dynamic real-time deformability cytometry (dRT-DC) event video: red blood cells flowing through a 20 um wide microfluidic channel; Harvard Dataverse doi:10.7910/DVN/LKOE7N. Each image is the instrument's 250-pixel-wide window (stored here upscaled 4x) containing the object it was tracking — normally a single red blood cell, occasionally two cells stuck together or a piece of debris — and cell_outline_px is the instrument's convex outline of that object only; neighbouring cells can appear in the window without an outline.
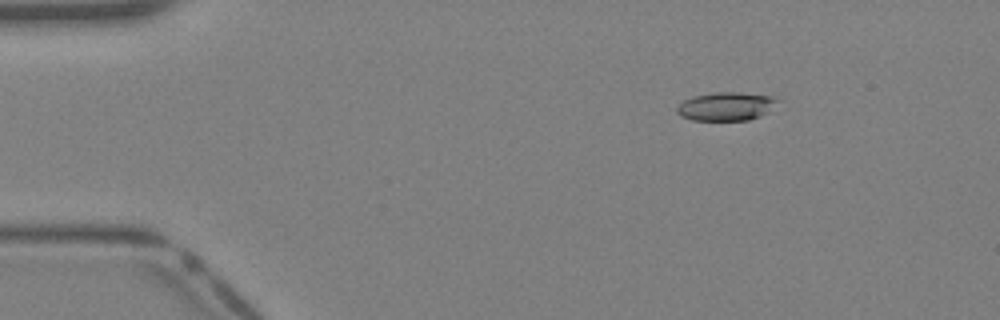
{"species": "Egyptian fruit bat (a non-hibernating species)", "species_latin": "Rousettus aegyptiacus", "temperature_condition": "warm", "stored_images_in_passage": 40, "camera_frame_rate_fps": 3000, "um_per_image_px": 0.085, "animal": {"sex": "female"}, "frame": {"image": 1, "passage_image": 6, "time_ms": 1.667, "image_size_px": [1000, 320], "cell_outline_px": [[780, 100], [768, 112], [760, 116], [748, 120], [692, 120], [680, 116], [676, 112], [676, 108], [684, 100], [692, 96], [716, 92], [740, 92], [772, 96]], "centroid_in_image_um": [61.71, 9.04], "position_along_channel_um": 23.3, "area_um2": 16.76}}
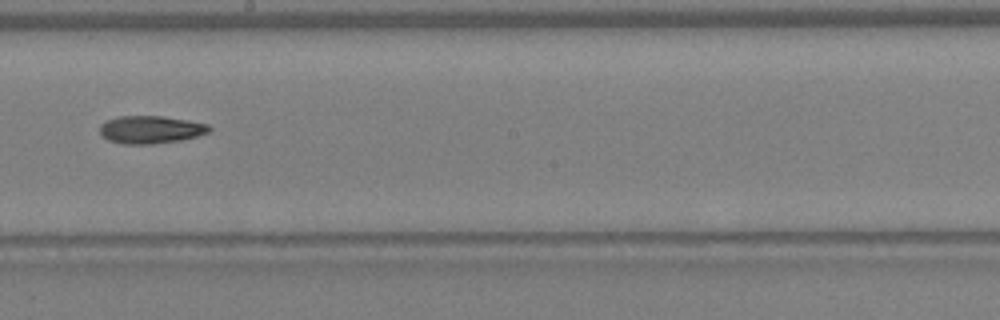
{"frame": {"image": 2, "passage_image": 23, "time_ms": 7.333, "image_size_px": [1000, 320], "cell_outline_px": [[212, 128], [208, 132], [196, 136], [180, 140], [152, 144], [124, 144], [108, 140], [100, 132], [100, 124], [104, 120], [120, 116], [160, 116], [188, 120], [208, 124]], "centroid_in_image_um": [12.78, 11.01], "position_along_channel_um": 235.4, "area_um2": 17.63}}
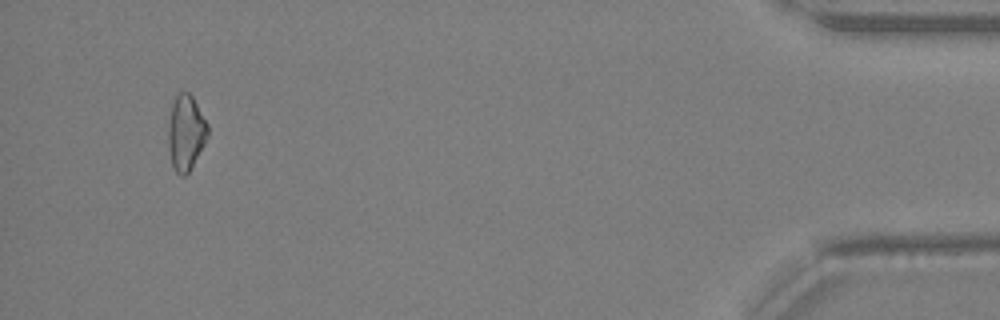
{"frame": {"image": 3, "passage_image": 38, "time_ms": 12.333, "image_size_px": [1000, 320], "cell_outline_px": [[208, 136], [204, 144], [188, 172], [184, 176], [180, 176], [176, 172], [172, 164], [168, 148], [168, 124], [172, 104], [176, 96], [180, 92], [188, 92], [192, 96], [208, 124]], "centroid_in_image_um": [15.79, 11.27], "position_along_channel_um": 419.4, "area_um2": 17.17}}